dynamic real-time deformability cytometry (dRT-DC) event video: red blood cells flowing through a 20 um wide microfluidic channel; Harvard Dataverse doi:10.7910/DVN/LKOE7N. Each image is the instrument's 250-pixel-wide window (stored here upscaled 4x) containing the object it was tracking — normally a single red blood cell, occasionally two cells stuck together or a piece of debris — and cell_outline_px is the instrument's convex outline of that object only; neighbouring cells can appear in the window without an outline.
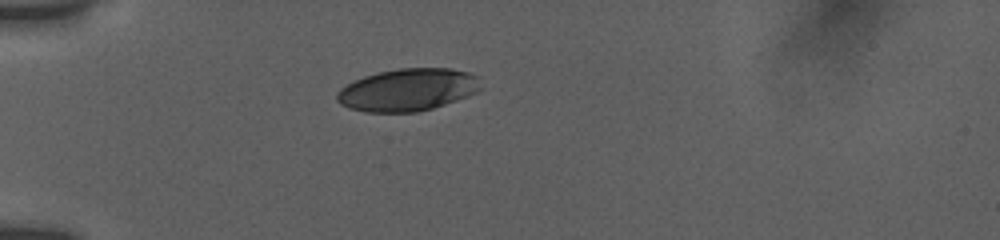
{"species": "human", "species_latin": "Homo sapiens", "temperature_condition": "room temperature", "stored_images_in_passage": 45, "camera_frame_rate_fps": 3000, "um_per_image_px": 0.085, "donor": {"sex": "female"}, "frame": {"image": 1, "passage_image": 1, "time_ms": 0.0, "image_size_px": [1000, 240], "cell_outline_px": [[480, 88], [476, 92], [468, 96], [432, 108], [416, 112], [364, 112], [348, 108], [340, 104], [336, 100], [336, 92], [340, 88], [352, 80], [364, 76], [380, 72], [400, 68], [452, 68], [468, 72], [480, 76]], "centroid_in_image_um": [34.63, 7.63], "position_along_channel_um": 50.4, "area_um2": 35.78}}
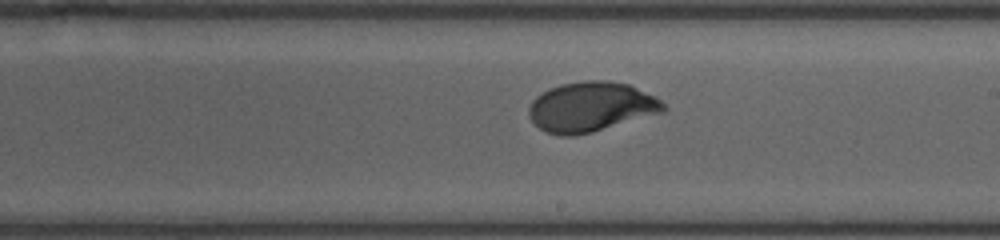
{"frame": {"image": 2, "passage_image": 16, "time_ms": 5.667, "image_size_px": [1000, 240], "cell_outline_px": [[668, 108], [664, 112], [592, 132], [572, 136], [560, 136], [544, 132], [528, 116], [528, 108], [532, 100], [536, 96], [560, 84], [584, 80], [608, 80], [628, 84], [656, 96]], "centroid_in_image_um": [50.24, 9.08], "position_along_channel_um": 238.8, "area_um2": 39.19}}
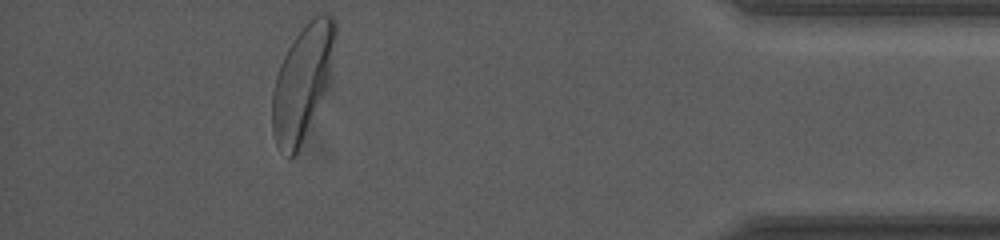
{"frame": {"image": 3, "passage_image": 36, "time_ms": 11.333, "image_size_px": [1000, 240], "cell_outline_px": [[336, 32], [328, 88], [296, 152], [292, 156], [288, 156], [276, 144], [272, 128], [272, 92], [276, 76], [280, 64], [288, 48], [296, 36], [308, 20], [312, 16], [324, 12], [328, 12], [336, 20]], "centroid_in_image_um": [25.72, 6.91], "position_along_channel_um": 409.5, "area_um2": 41.56}, "authors_computed_cell_mechanics": {"area_um2": 38.4948, "velocity_mm_per_s": 3.7474, "shape_relaxation_time_tau1_ms": 3.3431, "shape_relaxation_time_tau2_ms": null, "deformation_change_tau1": 0.1484, "deformation_change_tau2": null}}